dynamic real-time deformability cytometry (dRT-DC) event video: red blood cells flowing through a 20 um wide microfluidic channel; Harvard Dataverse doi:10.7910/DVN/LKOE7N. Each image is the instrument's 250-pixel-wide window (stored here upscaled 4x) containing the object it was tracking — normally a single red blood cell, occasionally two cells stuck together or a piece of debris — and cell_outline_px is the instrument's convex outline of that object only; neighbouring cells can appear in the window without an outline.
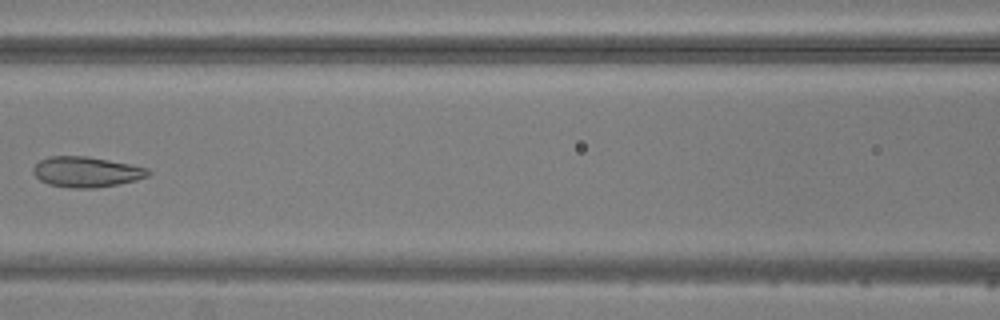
{"species": "common noctule bat (a hibernating species)", "species_latin": "Nyctalus noctula", "temperature_condition": "warm", "stored_images_in_passage": 5, "camera_frame_rate_fps": 3000, "um_per_image_px": 0.085, "animal": {"sex": "male", "body_mass_g": 20.5, "forearm_length_mm": 52.5}, "frame": {"image": 1, "passage_image": 5, "time_ms": 5.333, "image_size_px": [1000, 320], "cell_outline_px": [[152, 172], [148, 176], [136, 180], [96, 188], [72, 188], [48, 184], [40, 180], [32, 172], [32, 168], [40, 160], [48, 156], [88, 156], [148, 168]], "centroid_in_image_um": [7.32, 14.61], "position_along_channel_um": 159.3, "area_um2": 20.35}}